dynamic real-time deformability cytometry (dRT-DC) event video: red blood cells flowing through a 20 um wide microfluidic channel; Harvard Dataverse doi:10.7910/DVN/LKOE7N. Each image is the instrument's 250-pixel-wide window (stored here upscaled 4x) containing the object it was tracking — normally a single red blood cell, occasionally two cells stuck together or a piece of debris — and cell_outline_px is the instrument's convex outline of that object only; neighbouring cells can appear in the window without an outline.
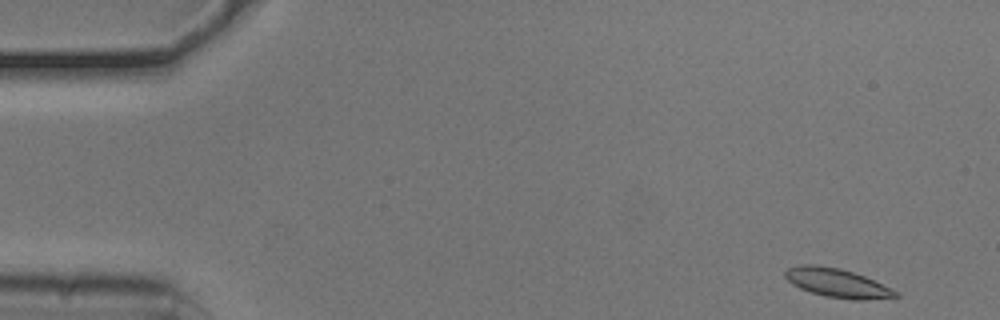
{"species": "common noctule bat (a hibernating species)", "species_latin": "Nyctalus noctula", "temperature_condition": "cold", "stored_images_in_passage": 51, "camera_frame_rate_fps": 3000, "um_per_image_px": 0.085, "animal": {"sex": "male", "body_mass_g": 20.5, "forearm_length_mm": 52.5}, "frame": {"image": 1, "passage_image": 1, "time_ms": 0.0, "image_size_px": [1000, 320], "cell_outline_px": [[900, 296], [864, 300], [852, 300], [824, 296], [800, 288], [792, 284], [784, 276], [784, 272], [788, 268], [804, 264], [812, 264], [840, 268], [864, 276], [900, 292]], "centroid_in_image_um": [71.17, 24.06], "position_along_channel_um": 13.8, "area_um2": 18.5}}
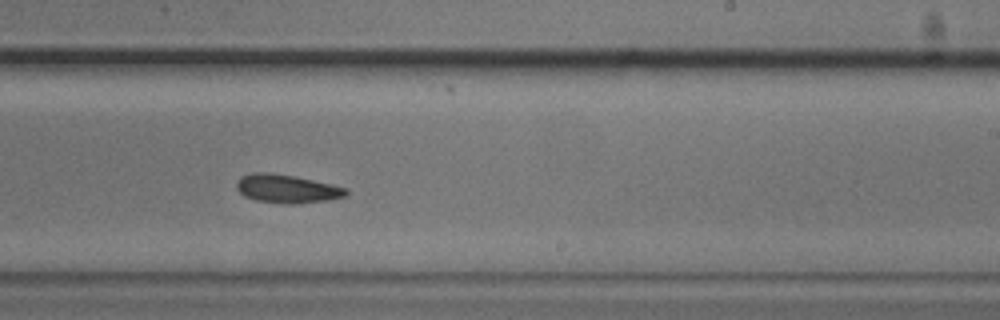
{"frame": {"image": 2, "passage_image": 30, "time_ms": 9.667, "image_size_px": [1000, 320], "cell_outline_px": [[348, 192], [344, 196], [328, 200], [296, 204], [284, 204], [256, 200], [244, 196], [236, 188], [236, 180], [240, 176], [252, 172], [272, 172], [312, 180], [344, 188]], "centroid_in_image_um": [24.29, 16.04], "position_along_channel_um": 264.7, "area_um2": 18.03}}
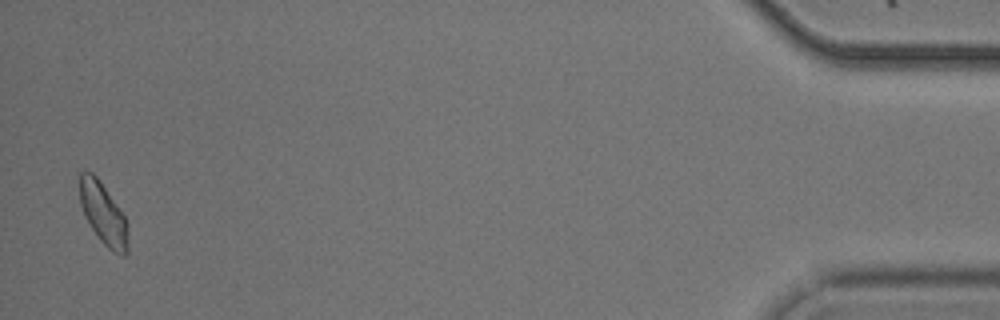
{"frame": {"image": 3, "passage_image": 50, "time_ms": 16.333, "image_size_px": [1000, 320], "cell_outline_px": [[128, 252], [124, 256], [120, 256], [112, 252], [100, 240], [84, 216], [80, 204], [80, 172], [92, 172], [100, 180], [124, 216], [128, 224]], "centroid_in_image_um": [8.8, 18.21], "position_along_channel_um": 426.4, "area_um2": 17.4}, "authors_computed_cell_mechanics": {"area_um2": 17.6868, "velocity_mm_per_s": 3.7578, "shape_relaxation_time_tau1_ms": 6.124, "shape_relaxation_time_tau2_ms": 10.4314, "deformation_change_tau1": 0.1104, "deformation_change_tau2": 0.1428}}